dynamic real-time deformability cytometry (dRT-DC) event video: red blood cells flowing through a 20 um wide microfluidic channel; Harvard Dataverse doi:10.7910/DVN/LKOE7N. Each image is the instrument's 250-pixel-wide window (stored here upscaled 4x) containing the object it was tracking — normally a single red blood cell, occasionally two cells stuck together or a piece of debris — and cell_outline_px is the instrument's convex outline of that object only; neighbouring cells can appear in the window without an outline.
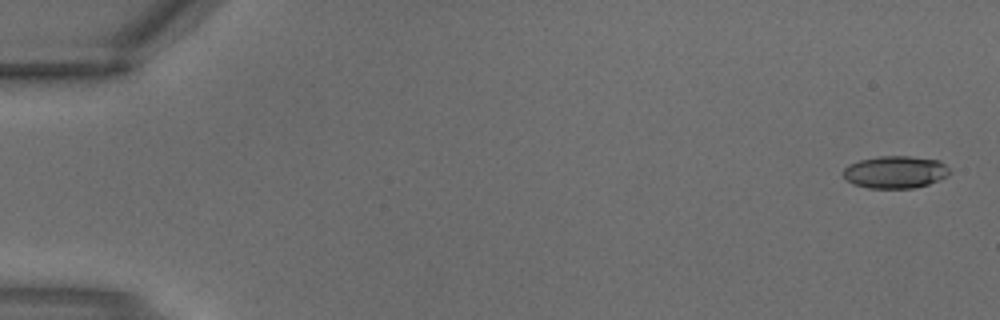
{"species": "common noctule bat (a hibernating species)", "species_latin": "Nyctalus noctula", "temperature_condition": "warm", "stored_images_in_passage": 3, "camera_frame_rate_fps": 3000, "um_per_image_px": 0.085, "animal": {"sex": "male", "body_mass_g": 18.8}, "frame": {"image": 1, "passage_image": 1, "time_ms": 0.0, "image_size_px": [1000, 320], "cell_outline_px": [[952, 172], [948, 176], [928, 184], [912, 188], [868, 188], [852, 184], [844, 176], [844, 168], [848, 164], [860, 160], [880, 156], [912, 156], [940, 160]], "centroid_in_image_um": [76.12, 14.62], "position_along_channel_um": 8.9, "area_um2": 20.11}}
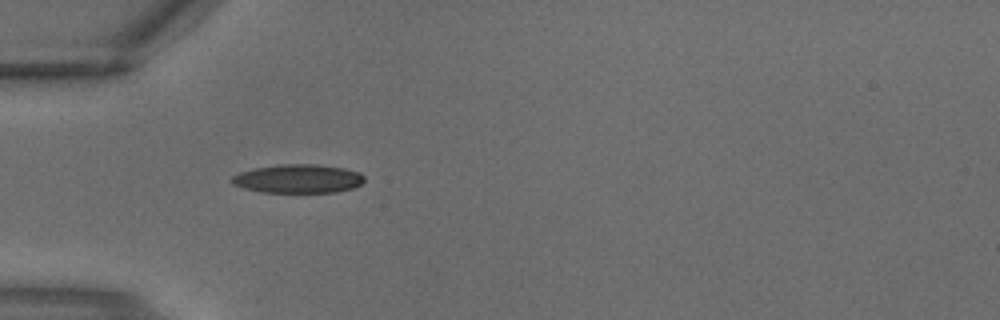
{"frame": {"image": 2, "passage_image": 3, "time_ms": 0.667, "image_size_px": [1000, 320], "cell_outline_px": [[364, 180], [360, 184], [352, 188], [336, 192], [260, 192], [244, 188], [232, 184], [228, 180], [232, 176], [240, 172], [256, 168], [280, 164], [316, 164], [344, 168], [360, 172], [364, 176]], "centroid_in_image_um": [25.32, 15.19], "position_along_channel_um": 59.7, "area_um2": 22.2}}